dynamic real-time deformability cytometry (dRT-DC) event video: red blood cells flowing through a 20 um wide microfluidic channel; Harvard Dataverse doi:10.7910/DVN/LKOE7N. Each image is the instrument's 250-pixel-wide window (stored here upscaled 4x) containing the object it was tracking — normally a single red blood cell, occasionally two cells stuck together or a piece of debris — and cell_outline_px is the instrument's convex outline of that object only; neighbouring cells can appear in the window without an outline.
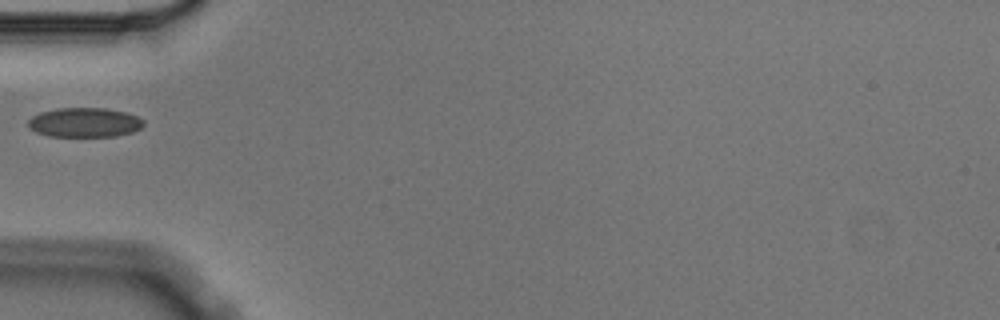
{"species": "Egyptian fruit bat (a non-hibernating species)", "species_latin": "Rousettus aegyptiacus", "temperature_condition": "cold", "stored_images_in_passage": 2, "camera_frame_rate_fps": 3000, "um_per_image_px": 0.085, "animal": {"sex": "male"}, "frame": {"image": 1, "passage_image": 1, "time_ms": 0.0, "image_size_px": [1000, 320], "cell_outline_px": [[144, 124], [140, 128], [132, 132], [116, 136], [48, 136], [36, 132], [28, 128], [28, 120], [32, 116], [40, 112], [56, 108], [104, 108], [124, 112], [136, 116], [144, 120]], "centroid_in_image_um": [7.15, 10.41], "position_along_channel_um": 77.8, "area_um2": 19.83}}
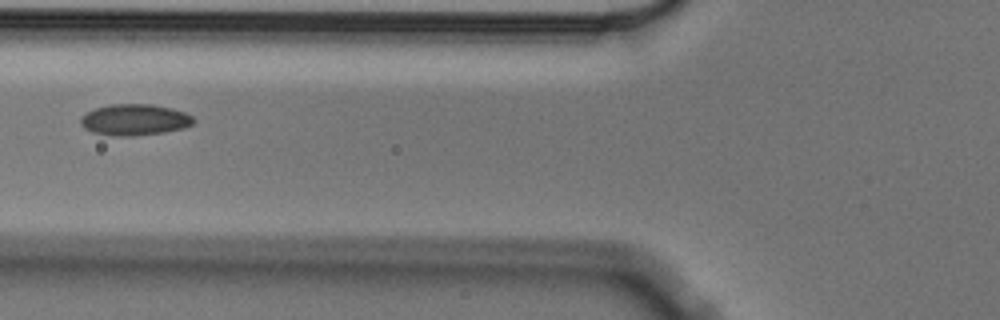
{"frame": {"image": 2, "passage_image": 2, "time_ms": 0.333, "image_size_px": [1000, 320], "cell_outline_px": [[196, 120], [192, 124], [184, 128], [164, 132], [136, 136], [112, 136], [92, 132], [84, 128], [80, 124], [80, 116], [96, 108], [112, 104], [152, 104], [172, 108], [184, 112], [192, 116]], "centroid_in_image_um": [11.44, 10.18], "position_along_channel_um": 114.4, "area_um2": 20.69}}